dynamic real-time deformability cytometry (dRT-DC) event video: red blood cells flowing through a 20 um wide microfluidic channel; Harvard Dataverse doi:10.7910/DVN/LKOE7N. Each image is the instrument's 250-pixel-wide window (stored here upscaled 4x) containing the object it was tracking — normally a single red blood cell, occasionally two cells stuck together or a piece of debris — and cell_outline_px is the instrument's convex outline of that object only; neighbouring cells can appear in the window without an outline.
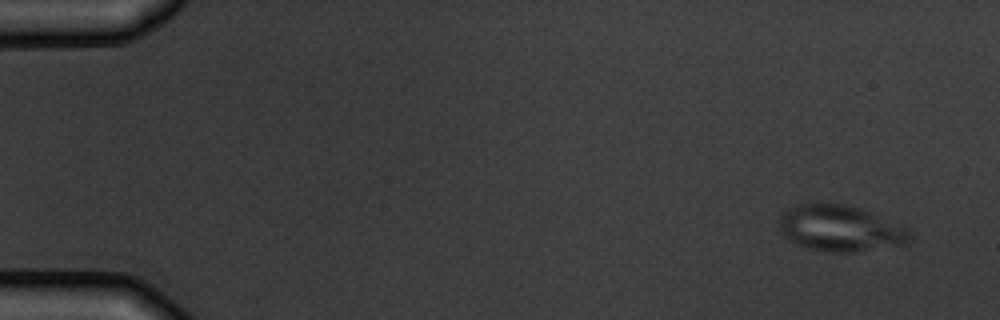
{"species": "common noctule bat (a hibernating species)", "species_latin": "Nyctalus noctula", "temperature_condition": "warm", "stored_images_in_passage": 5, "camera_frame_rate_fps": 3000, "um_per_image_px": 0.085, "animal": {"sex": "male", "body_mass_g": 19.5, "forearm_length_mm": 54.6}, "frame": {"image": 1, "passage_image": 1, "time_ms": 0.0, "image_size_px": [1000, 320], "cell_outline_px": [[912, 240], [908, 244], [856, 252], [824, 252], [808, 248], [796, 244], [788, 240], [780, 232], [780, 216], [788, 208], [800, 204], [844, 204], [904, 224], [912, 232]], "centroid_in_image_um": [71.48, 19.44], "position_along_channel_um": 13.5, "area_um2": 35.37}}